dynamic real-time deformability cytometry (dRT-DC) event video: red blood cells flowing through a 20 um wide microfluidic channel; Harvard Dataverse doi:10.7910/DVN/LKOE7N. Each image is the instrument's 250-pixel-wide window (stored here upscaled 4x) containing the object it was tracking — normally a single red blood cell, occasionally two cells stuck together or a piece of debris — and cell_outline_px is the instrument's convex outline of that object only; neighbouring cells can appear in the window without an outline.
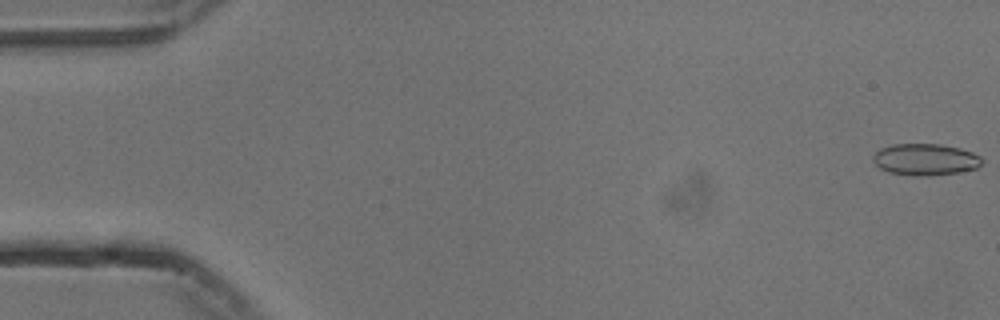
{"species": "common noctule bat (a hibernating species)", "species_latin": "Nyctalus noctula", "temperature_condition": "cold", "stored_images_in_passage": 55, "camera_frame_rate_fps": 3000, "um_per_image_px": 0.085, "animal": {"sex": "male", "body_mass_g": 13.3}, "frame": {"image": 1, "passage_image": 1, "time_ms": 0.0, "image_size_px": [1000, 320], "cell_outline_px": [[984, 160], [976, 168], [956, 172], [928, 176], [916, 176], [888, 172], [880, 168], [872, 160], [872, 156], [880, 148], [892, 144], [940, 144], [960, 148], [972, 152], [980, 156]], "centroid_in_image_um": [78.63, 13.55], "position_along_channel_um": 6.4, "area_um2": 20.06}}
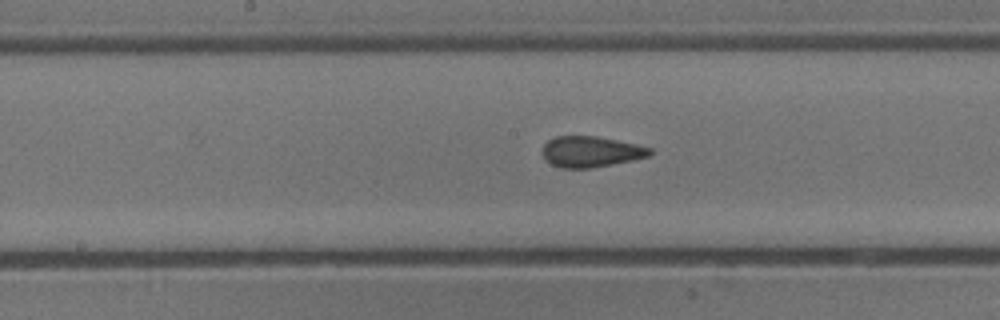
{"frame": {"image": 2, "passage_image": 28, "time_ms": 9.0, "image_size_px": [1000, 320], "cell_outline_px": [[652, 152], [648, 156], [632, 160], [612, 164], [588, 168], [560, 168], [544, 160], [540, 152], [544, 144], [548, 140], [556, 136], [596, 136], [636, 144], [652, 148]], "centroid_in_image_um": [50.16, 12.89], "position_along_channel_um": 198.0, "area_um2": 19.36}}
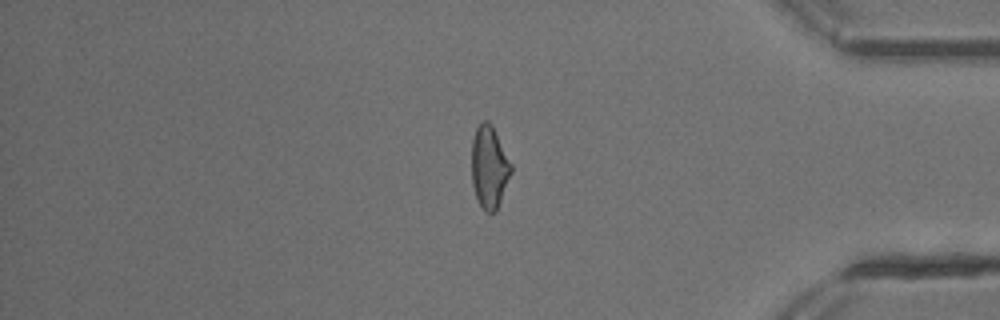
{"frame": {"image": 3, "passage_image": 46, "time_ms": 15.0, "image_size_px": [1000, 320], "cell_outline_px": [[512, 172], [496, 212], [484, 212], [476, 196], [472, 184], [472, 140], [476, 128], [484, 120], [488, 120], [492, 124], [512, 164]], "centroid_in_image_um": [41.6, 14.2], "position_along_channel_um": 393.6, "area_um2": 19.02}, "authors_computed_cell_mechanics": {"area_um2": 19.4786, "velocity_mm_per_s": 3.7691, "shape_relaxation_time_tau1_ms": null, "shape_relaxation_time_tau2_ms": 1.3137, "deformation_change_tau1": null, "deformation_change_tau2": 0.0589}}